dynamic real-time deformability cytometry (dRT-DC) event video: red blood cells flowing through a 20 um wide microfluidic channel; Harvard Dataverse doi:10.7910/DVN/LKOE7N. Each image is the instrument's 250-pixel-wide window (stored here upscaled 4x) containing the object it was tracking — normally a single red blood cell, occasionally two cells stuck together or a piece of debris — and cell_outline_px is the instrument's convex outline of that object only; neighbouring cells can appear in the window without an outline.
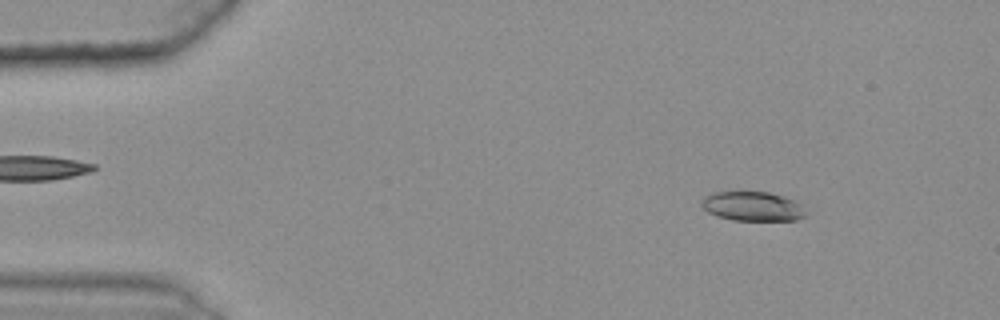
{"species": "common noctule bat (a hibernating species)", "species_latin": "Nyctalus noctula", "temperature_condition": "warm", "stored_images_in_passage": 48, "camera_frame_rate_fps": 3000, "um_per_image_px": 0.085, "animal": {"sex": "female", "body_mass_g": 25.1}, "frame": {"image": 1, "passage_image": 7, "time_ms": 2.0, "image_size_px": [1000, 320], "cell_outline_px": [[808, 212], [804, 216], [796, 220], [732, 220], [716, 216], [708, 212], [700, 204], [700, 200], [704, 196], [716, 192], [768, 192], [784, 196], [800, 204]], "centroid_in_image_um": [63.95, 17.54], "position_along_channel_um": 21.0, "area_um2": 17.86}}
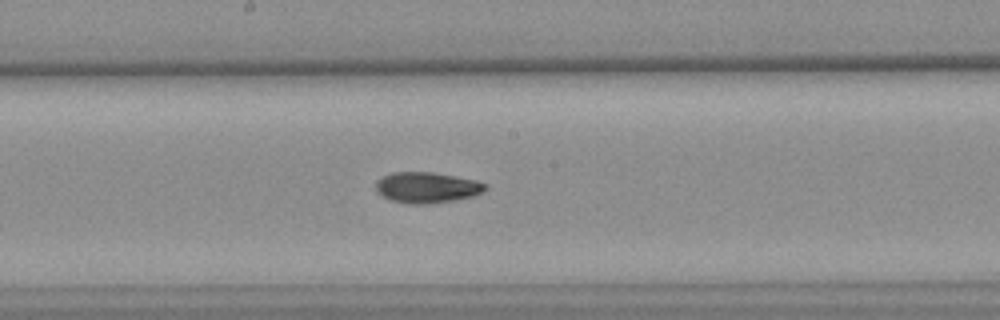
{"frame": {"image": 2, "passage_image": 30, "time_ms": 9.667, "image_size_px": [1000, 320], "cell_outline_px": [[488, 188], [484, 192], [476, 196], [456, 200], [428, 204], [412, 204], [392, 200], [384, 196], [376, 188], [376, 180], [380, 176], [392, 172], [432, 172], [476, 180], [484, 184]], "centroid_in_image_um": [36.31, 15.93], "position_along_channel_um": 211.9, "area_um2": 19.71}}
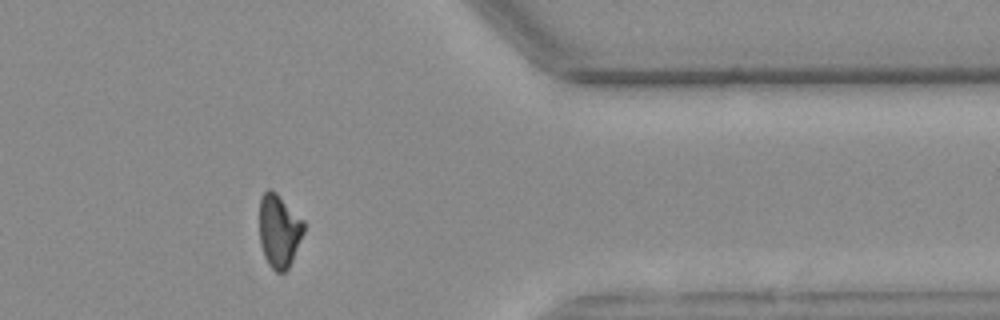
{"frame": {"image": 3, "passage_image": 46, "time_ms": 15.0, "image_size_px": [1000, 320], "cell_outline_px": [[304, 232], [292, 260], [288, 268], [284, 272], [276, 272], [268, 264], [264, 256], [260, 244], [260, 196], [268, 188], [272, 188], [304, 220]], "centroid_in_image_um": [23.71, 19.6], "position_along_channel_um": 387.7, "area_um2": 19.02}, "authors_computed_cell_mechanics": {"area_um2": 19.1607, "velocity_mm_per_s": 3.6171, "shape_relaxation_time_tau1_ms": 9.9898, "shape_relaxation_time_tau2_ms": 2.7462, "deformation_change_tau1": 0.2204, "deformation_change_tau2": 0.0833}}